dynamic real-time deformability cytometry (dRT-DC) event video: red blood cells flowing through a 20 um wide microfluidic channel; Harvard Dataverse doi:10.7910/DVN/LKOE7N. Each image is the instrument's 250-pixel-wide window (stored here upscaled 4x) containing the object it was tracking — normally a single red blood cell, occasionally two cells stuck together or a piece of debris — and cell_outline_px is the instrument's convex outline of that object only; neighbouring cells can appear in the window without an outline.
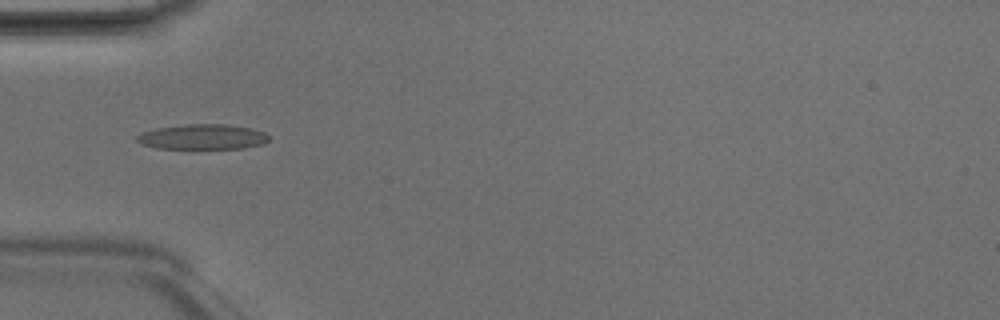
{"species": "Egyptian fruit bat (a non-hibernating species)", "species_latin": "Rousettus aegyptiacus", "temperature_condition": "room temperature", "stored_images_in_passage": 6, "camera_frame_rate_fps": 3000, "um_per_image_px": 0.085, "animal": {"sex": "male"}, "frame": {"image": 1, "passage_image": 5, "time_ms": 1.333, "image_size_px": [1000, 320], "cell_outline_px": [[268, 140], [264, 144], [244, 148], [156, 148], [140, 144], [136, 140], [136, 136], [144, 132], [156, 128], [184, 124], [228, 124], [252, 128], [264, 132], [268, 136]], "centroid_in_image_um": [17.23, 11.62], "position_along_channel_um": 67.8, "area_um2": 19.36}}